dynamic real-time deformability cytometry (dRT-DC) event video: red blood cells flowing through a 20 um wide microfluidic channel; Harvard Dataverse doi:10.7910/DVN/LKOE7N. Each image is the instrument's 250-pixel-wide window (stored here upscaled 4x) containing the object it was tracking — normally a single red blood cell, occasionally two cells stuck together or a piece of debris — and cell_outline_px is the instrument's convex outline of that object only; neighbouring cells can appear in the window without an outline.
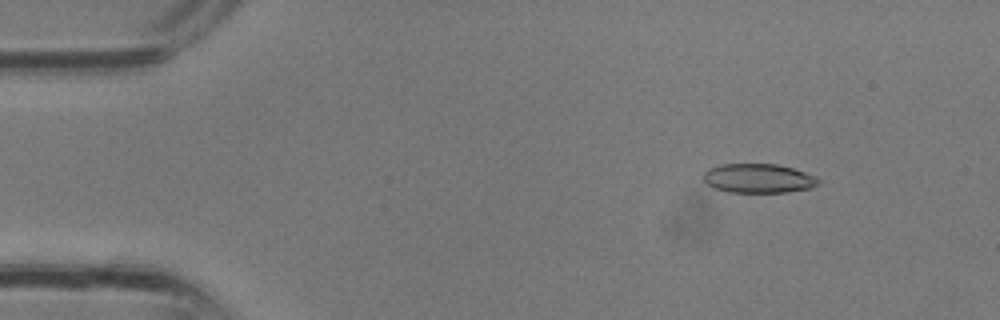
{"species": "common noctule bat (a hibernating species)", "species_latin": "Nyctalus noctula", "temperature_condition": "room temperature", "stored_images_in_passage": 32, "camera_frame_rate_fps": 3000, "um_per_image_px": 0.085, "animal": {"sex": "male", "body_mass_g": 13.3}, "frame": {"image": 1, "passage_image": 3, "time_ms": 0.667, "image_size_px": [1000, 320], "cell_outline_px": [[820, 184], [812, 188], [788, 192], [728, 192], [716, 188], [708, 184], [704, 180], [704, 172], [708, 168], [720, 164], [776, 164], [792, 168], [816, 176], [820, 180]], "centroid_in_image_um": [64.49, 15.16], "position_along_channel_um": 20.5, "area_um2": 19.59}}
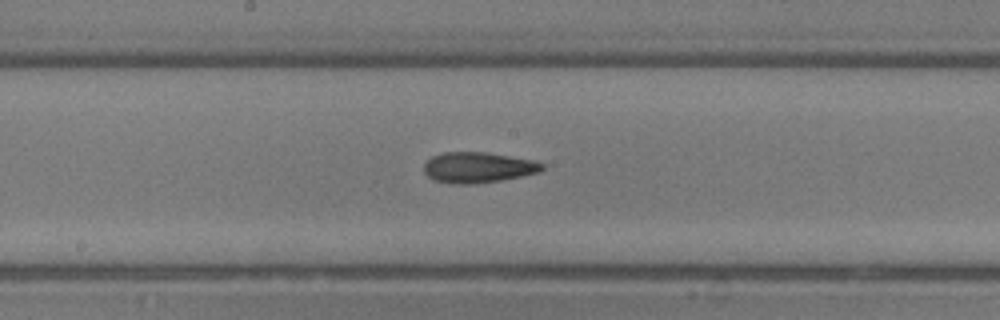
{"frame": {"image": 2, "passage_image": 16, "time_ms": 5.0, "image_size_px": [1000, 320], "cell_outline_px": [[544, 168], [540, 172], [500, 180], [476, 184], [456, 184], [436, 180], [428, 176], [424, 172], [424, 164], [432, 156], [444, 152], [488, 152], [536, 160], [544, 164]], "centroid_in_image_um": [40.66, 14.22], "position_along_channel_um": 207.5, "area_um2": 21.15}}
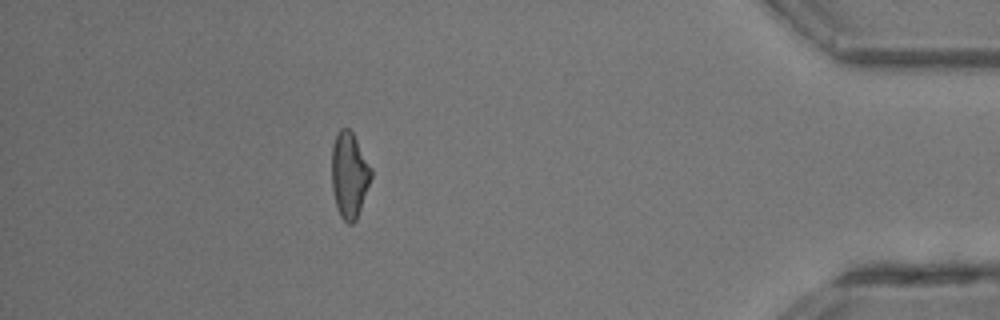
{"frame": {"image": 3, "passage_image": 28, "time_ms": 9.0, "image_size_px": [1000, 320], "cell_outline_px": [[372, 176], [356, 220], [352, 224], [348, 224], [340, 216], [336, 204], [332, 188], [332, 144], [340, 128], [348, 128], [352, 132], [372, 168]], "centroid_in_image_um": [29.69, 14.87], "position_along_channel_um": 405.5, "area_um2": 19.54}}